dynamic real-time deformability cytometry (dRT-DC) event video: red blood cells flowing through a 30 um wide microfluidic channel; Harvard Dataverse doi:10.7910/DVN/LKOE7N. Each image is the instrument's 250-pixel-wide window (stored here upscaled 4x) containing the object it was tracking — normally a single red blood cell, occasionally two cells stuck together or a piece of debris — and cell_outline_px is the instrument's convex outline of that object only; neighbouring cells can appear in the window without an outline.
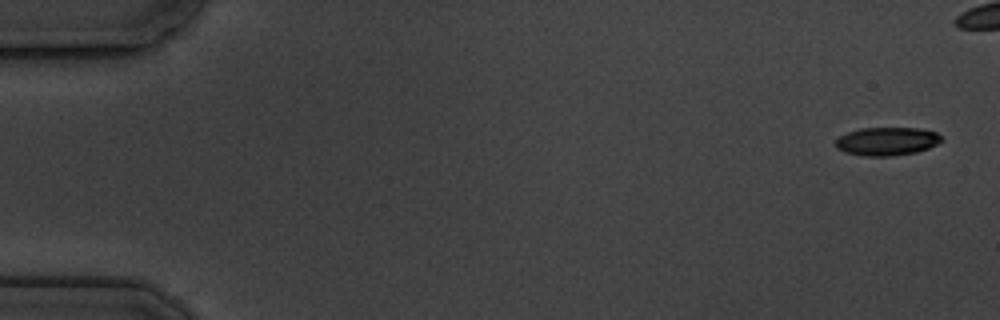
{"species": "common noctule bat (a hibernating species)", "species_latin": "Nyctalus noctula", "temperature_condition": "cold", "stored_images_in_passage": 7, "camera_frame_rate_fps": 3000, "um_per_image_px": 0.085, "animal": {"sex": "male", "body_mass_g": 19.5, "forearm_length_mm": 54.6}, "frame": {"image": 1, "passage_image": 1, "time_ms": 0.0, "image_size_px": [1000, 320], "cell_outline_px": [[944, 140], [928, 148], [916, 152], [892, 156], [864, 156], [844, 152], [836, 148], [836, 140], [840, 136], [848, 132], [860, 128], [920, 128], [936, 132]], "centroid_in_image_um": [75.38, 12.01], "position_along_channel_um": 9.6, "area_um2": 17.46}}